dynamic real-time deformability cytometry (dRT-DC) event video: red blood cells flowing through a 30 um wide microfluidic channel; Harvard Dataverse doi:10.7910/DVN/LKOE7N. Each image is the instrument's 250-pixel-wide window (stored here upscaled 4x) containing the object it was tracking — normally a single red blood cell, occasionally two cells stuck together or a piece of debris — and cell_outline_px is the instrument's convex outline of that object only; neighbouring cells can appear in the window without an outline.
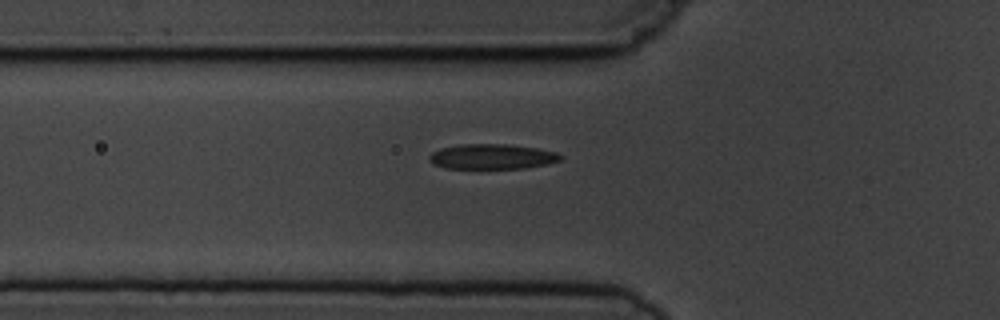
{"species": "common noctule bat (a hibernating species)", "species_latin": "Nyctalus noctula", "temperature_condition": "cold", "stored_images_in_passage": 5, "camera_frame_rate_fps": 3000, "um_per_image_px": 0.085, "animal": {"sex": "male", "body_mass_g": 19.5, "forearm_length_mm": 54.6}, "frame": {"image": 1, "passage_image": 5, "time_ms": 4.667, "image_size_px": [1000, 320], "cell_outline_px": [[564, 156], [560, 160], [548, 164], [524, 168], [444, 168], [432, 164], [428, 160], [428, 156], [432, 152], [440, 148], [460, 144], [504, 144], [536, 148], [556, 152]], "centroid_in_image_um": [41.79, 13.31], "position_along_channel_um": 84.0, "area_um2": 19.25}}